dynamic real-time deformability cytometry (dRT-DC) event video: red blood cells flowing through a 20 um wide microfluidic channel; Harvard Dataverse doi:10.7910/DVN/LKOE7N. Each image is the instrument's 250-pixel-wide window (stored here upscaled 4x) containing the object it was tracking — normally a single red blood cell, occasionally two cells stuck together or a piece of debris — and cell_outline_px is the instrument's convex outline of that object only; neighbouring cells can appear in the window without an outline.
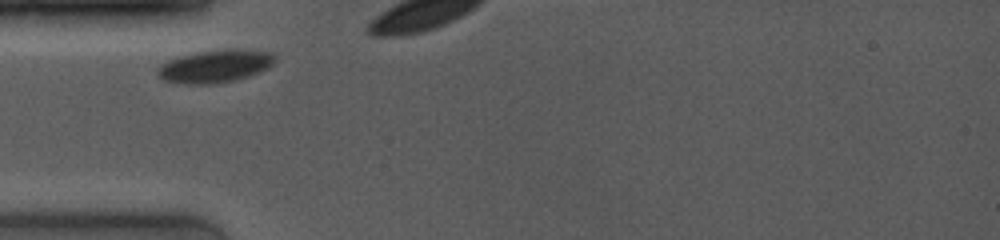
{"species": "common noctule bat (a hibernating species)", "species_latin": "Nyctalus noctula", "temperature_condition": "room temperature", "stored_images_in_passage": 14, "camera_frame_rate_fps": 4000, "um_per_image_px": 0.085, "animal": {"sex": "female", "body_mass_g": 19.0, "forearm_length_mm": 53.3}, "frame": {"image": 1, "passage_image": 1, "time_ms": 0.0, "image_size_px": [1000, 240], "cell_outline_px": [[276, 60], [268, 68], [248, 76], [232, 80], [212, 84], [192, 84], [164, 80], [156, 72], [156, 68], [160, 64], [168, 60], [180, 56], [196, 52], [228, 48], [232, 48], [272, 52], [276, 56]], "centroid_in_image_um": [18.29, 5.6], "position_along_channel_um": 66.7, "area_um2": 22.37}}